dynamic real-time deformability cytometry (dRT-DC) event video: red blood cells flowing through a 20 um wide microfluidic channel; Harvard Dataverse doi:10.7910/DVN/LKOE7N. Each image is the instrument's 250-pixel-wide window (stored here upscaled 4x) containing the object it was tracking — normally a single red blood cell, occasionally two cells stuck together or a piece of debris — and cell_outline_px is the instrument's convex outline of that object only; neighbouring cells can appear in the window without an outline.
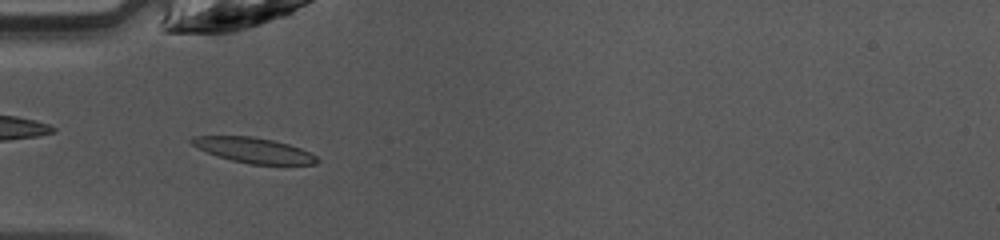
{"species": "common noctule bat (a hibernating species)", "species_latin": "Nyctalus noctula", "temperature_condition": "warm", "stored_images_in_passage": 34, "camera_frame_rate_fps": 3000, "um_per_image_px": 0.085, "animal": {"sex": "female", "body_mass_g": 10.0, "forearm_length_mm": 53.1}, "frame": {"image": 1, "passage_image": 2, "time_ms": 0.333, "image_size_px": [1000, 240], "cell_outline_px": [[320, 160], [316, 164], [252, 164], [232, 160], [216, 156], [192, 144], [188, 140], [192, 136], [252, 136], [272, 140], [288, 144], [300, 148], [316, 156]], "centroid_in_image_um": [21.56, 12.76], "position_along_channel_um": 63.4, "area_um2": 18.21}}
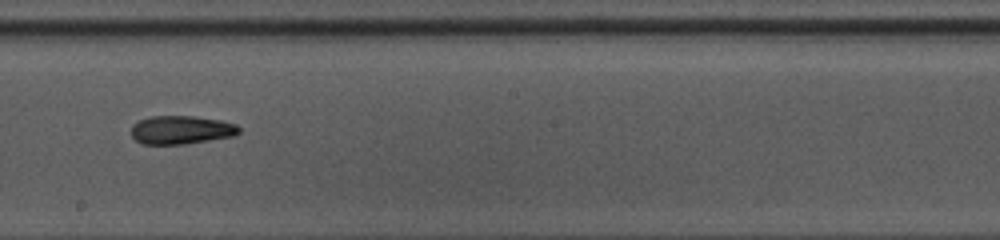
{"frame": {"image": 2, "passage_image": 14, "time_ms": 4.333, "image_size_px": [1000, 240], "cell_outline_px": [[240, 132], [236, 136], [184, 144], [144, 144], [136, 140], [132, 136], [132, 124], [140, 120], [152, 116], [192, 116], [224, 120], [236, 124], [240, 128]], "centroid_in_image_um": [15.45, 11.04], "position_along_channel_um": 232.7, "area_um2": 17.98}}
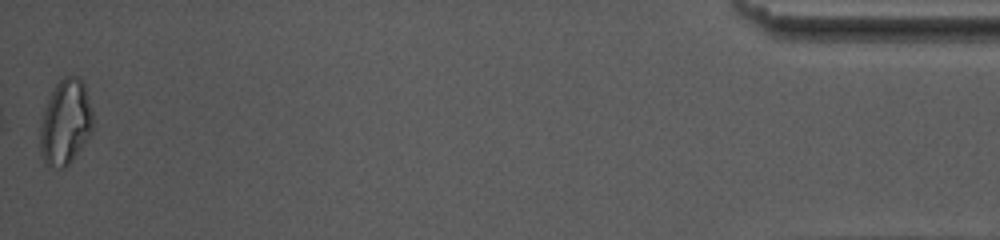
{"frame": {"image": 3, "passage_image": 34, "time_ms": 11.0, "image_size_px": [1000, 240], "cell_outline_px": [[92, 132], [84, 144], [72, 160], [64, 168], [48, 168], [44, 164], [40, 152], [40, 128], [44, 108], [56, 84], [64, 76], [76, 76], [84, 80], [92, 112]], "centroid_in_image_um": [5.56, 10.42], "position_along_channel_um": 429.6, "area_um2": 26.41}, "authors_computed_cell_mechanics": {"area_um2": 18.2648, "velocity_mm_per_s": 4.2606, "shape_relaxation_time_tau1_ms": 9.6986, "shape_relaxation_time_tau2_ms": 3.3745, "deformation_change_tau1": 0.2287, "deformation_change_tau2": 0.1232}}